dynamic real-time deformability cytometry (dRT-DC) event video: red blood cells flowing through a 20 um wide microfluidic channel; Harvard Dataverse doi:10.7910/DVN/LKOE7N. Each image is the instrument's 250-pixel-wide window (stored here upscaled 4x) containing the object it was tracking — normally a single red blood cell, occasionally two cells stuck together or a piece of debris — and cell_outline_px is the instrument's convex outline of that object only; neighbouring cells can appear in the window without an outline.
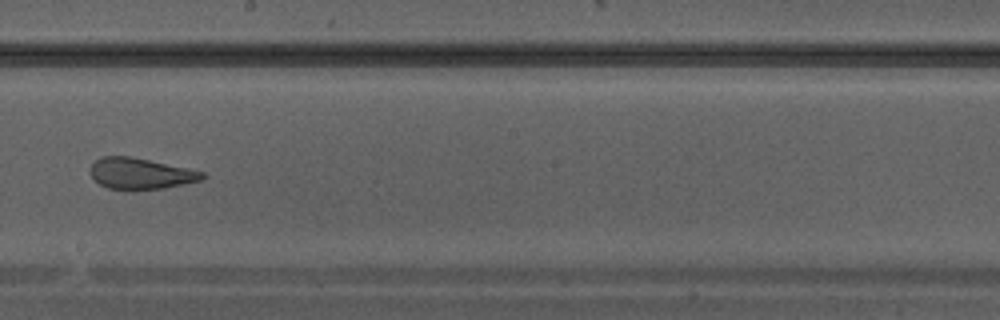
{"species": "Egyptian fruit bat (a non-hibernating species)", "species_latin": "Rousettus aegyptiacus", "temperature_condition": "warm", "stored_images_in_passage": 22, "camera_frame_rate_fps": 3000, "um_per_image_px": 0.085, "animal": {"sex": "male"}, "frame": {"image": 1, "passage_image": 16, "time_ms": 5.0, "image_size_px": [1000, 320], "cell_outline_px": [[208, 176], [200, 180], [184, 184], [164, 188], [108, 188], [100, 184], [88, 172], [92, 164], [100, 156], [128, 156], [148, 160], [204, 172]], "centroid_in_image_um": [11.93, 14.73], "position_along_channel_um": 236.3, "area_um2": 19.77}}